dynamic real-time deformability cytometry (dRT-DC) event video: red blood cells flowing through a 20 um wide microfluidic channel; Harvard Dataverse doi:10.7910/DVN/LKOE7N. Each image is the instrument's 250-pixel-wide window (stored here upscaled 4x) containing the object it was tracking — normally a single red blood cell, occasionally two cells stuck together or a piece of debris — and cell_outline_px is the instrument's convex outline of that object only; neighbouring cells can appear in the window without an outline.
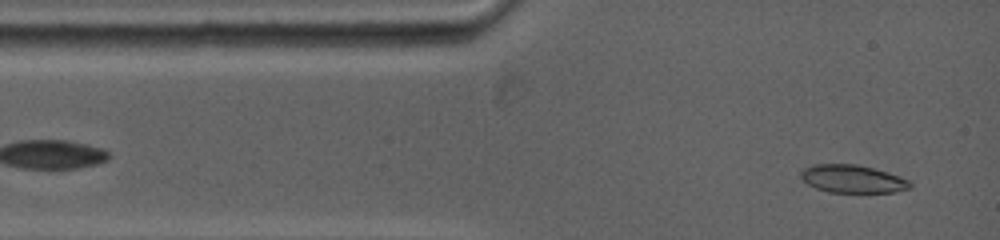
{"species": "common noctule bat (a hibernating species)", "species_latin": "Nyctalus noctula", "temperature_condition": "warm", "stored_images_in_passage": 43, "camera_frame_rate_fps": 5000, "um_per_image_px": 0.085, "animal": {"sex": "female", "body_mass_g": 19.0, "forearm_length_mm": 53.3}, "frame": {"image": 1, "passage_image": 1, "time_ms": 0.0, "image_size_px": [1000, 240], "cell_outline_px": [[912, 188], [892, 192], [828, 192], [816, 188], [808, 184], [800, 176], [800, 172], [804, 168], [812, 164], [856, 164], [888, 172], [900, 176], [908, 180], [912, 184]], "centroid_in_image_um": [72.47, 15.2], "position_along_channel_um": 12.5, "area_um2": 17.74}}
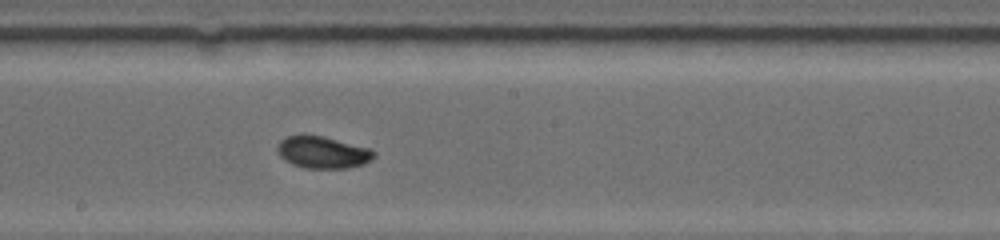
{"frame": {"image": 2, "passage_image": 23, "time_ms": 6.2, "image_size_px": [1000, 240], "cell_outline_px": [[376, 156], [372, 160], [364, 164], [348, 168], [304, 168], [292, 164], [284, 160], [276, 152], [276, 148], [280, 140], [288, 136], [320, 136], [372, 148], [376, 152]], "centroid_in_image_um": [27.46, 12.97], "position_along_channel_um": 220.7, "area_um2": 18.03}}
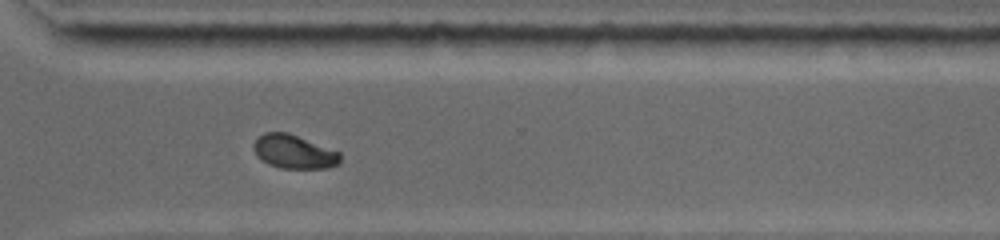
{"frame": {"image": 3, "passage_image": 39, "time_ms": 9.4, "image_size_px": [1000, 240], "cell_outline_px": [[340, 164], [328, 168], [280, 168], [268, 164], [256, 156], [252, 148], [252, 144], [264, 132], [288, 132], [340, 152]], "centroid_in_image_um": [24.97, 12.9], "position_along_channel_um": 345.6, "area_um2": 17.11}, "authors_computed_cell_mechanics": {"area_um2": 17.8602, "velocity_mm_per_s": 3.8937, "shape_relaxation_time_tau1_ms": 9.4114, "shape_relaxation_time_tau2_ms": 0.8645, "deformation_change_tau1": 0.221, "deformation_change_tau2": 0.03}}